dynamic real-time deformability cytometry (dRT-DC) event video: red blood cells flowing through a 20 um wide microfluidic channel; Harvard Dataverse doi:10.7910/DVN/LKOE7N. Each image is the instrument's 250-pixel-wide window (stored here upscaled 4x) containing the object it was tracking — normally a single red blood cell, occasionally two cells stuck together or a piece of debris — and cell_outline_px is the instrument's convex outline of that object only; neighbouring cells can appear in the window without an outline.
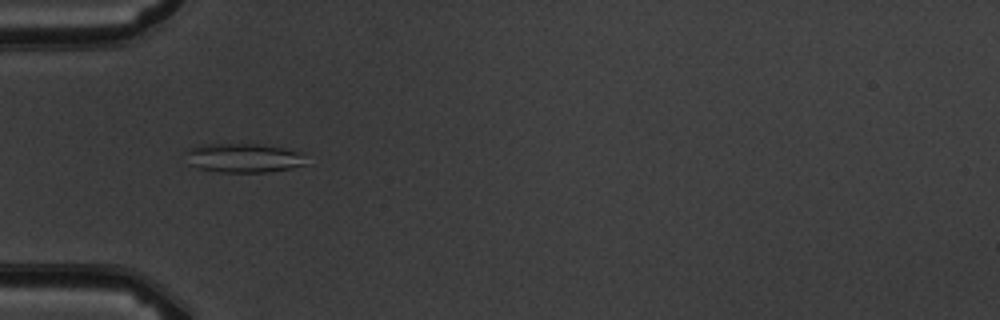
{"species": "common noctule bat (a hibernating species)", "species_latin": "Nyctalus noctula", "temperature_condition": "warm", "stored_images_in_passage": 5, "camera_frame_rate_fps": 3000, "um_per_image_px": 0.085, "animal": {"sex": "male", "body_mass_g": 19.5, "forearm_length_mm": 54.6}, "frame": {"image": 1, "passage_image": 5, "time_ms": 4.333, "image_size_px": [1000, 320], "cell_outline_px": [[304, 164], [288, 168], [268, 172], [220, 172], [200, 168], [188, 164], [184, 152], [188, 148], [200, 144], [260, 144], [284, 148], [304, 152]], "centroid_in_image_um": [20.64, 13.41], "position_along_channel_um": 64.4, "area_um2": 20.52}}